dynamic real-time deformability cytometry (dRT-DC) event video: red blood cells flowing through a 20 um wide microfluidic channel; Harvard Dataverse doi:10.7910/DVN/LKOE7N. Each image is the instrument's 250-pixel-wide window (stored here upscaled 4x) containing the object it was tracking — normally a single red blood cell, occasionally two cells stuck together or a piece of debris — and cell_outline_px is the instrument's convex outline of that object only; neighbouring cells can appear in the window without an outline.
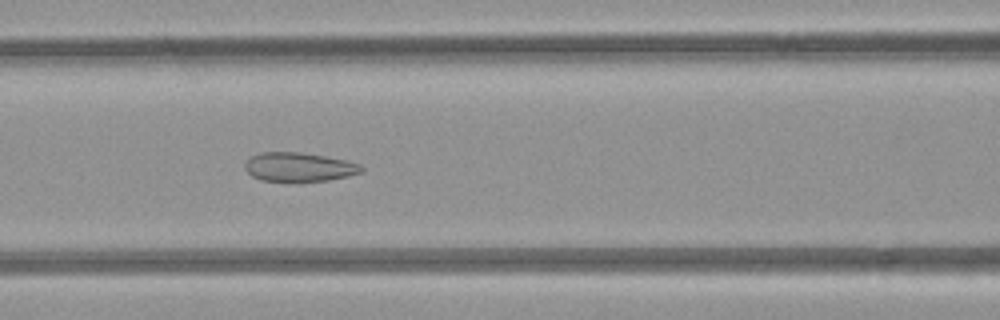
{"species": "common noctule bat (a hibernating species)", "species_latin": "Nyctalus noctula", "temperature_condition": "room temperature", "stored_images_in_passage": 8, "camera_frame_rate_fps": 3000, "um_per_image_px": 0.085, "animal": {"sex": "female", "body_mass_g": 21.9}, "frame": {"image": 1, "passage_image": 6, "time_ms": 5.667, "image_size_px": [1000, 320], "cell_outline_px": [[364, 172], [348, 176], [328, 180], [300, 184], [296, 184], [260, 180], [252, 176], [244, 168], [244, 164], [252, 156], [260, 152], [300, 152], [324, 156], [344, 160], [360, 164], [364, 168]], "centroid_in_image_um": [25.41, 14.24], "position_along_channel_um": 141.2, "area_um2": 20.4}}
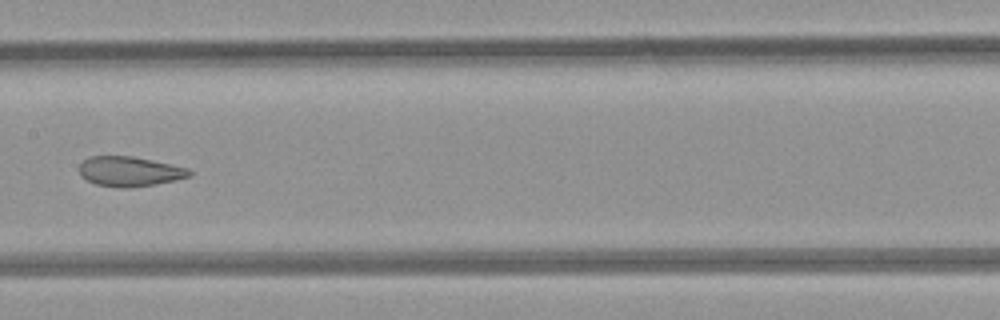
{"frame": {"image": 2, "passage_image": 7, "time_ms": 7.0, "image_size_px": [1000, 320], "cell_outline_px": [[192, 176], [156, 184], [128, 188], [96, 184], [80, 176], [80, 164], [88, 156], [132, 156], [152, 160], [188, 168], [192, 172]], "centroid_in_image_um": [11.03, 14.56], "position_along_channel_um": 196.4, "area_um2": 19.02}}
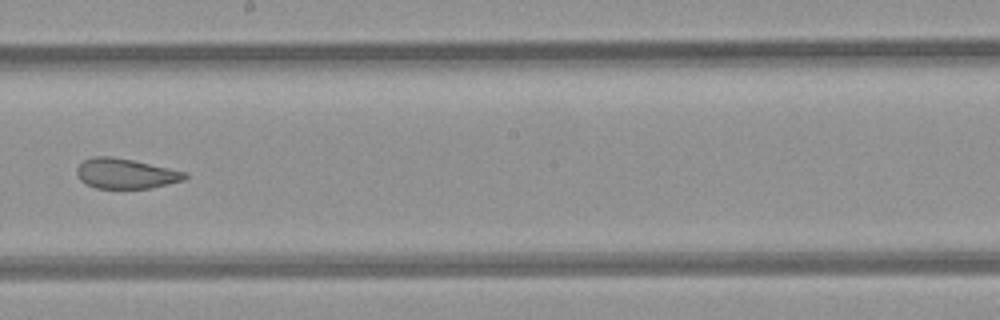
{"frame": {"image": 3, "passage_image": 8, "time_ms": 8.0, "image_size_px": [1000, 320], "cell_outline_px": [[188, 176], [184, 180], [152, 188], [96, 188], [80, 180], [76, 176], [76, 168], [84, 160], [92, 156], [112, 156], [132, 160], [168, 168], [184, 172]], "centroid_in_image_um": [10.64, 14.75], "position_along_channel_um": 237.6, "area_um2": 18.84}}